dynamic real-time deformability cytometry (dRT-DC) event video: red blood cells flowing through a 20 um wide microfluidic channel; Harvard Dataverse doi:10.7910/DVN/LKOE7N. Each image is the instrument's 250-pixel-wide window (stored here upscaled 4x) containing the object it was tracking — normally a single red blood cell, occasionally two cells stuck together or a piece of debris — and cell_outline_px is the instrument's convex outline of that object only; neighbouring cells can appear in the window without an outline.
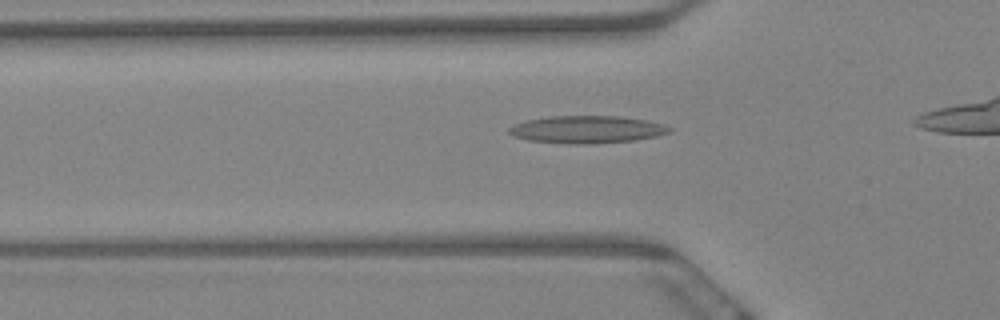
{"species": "Egyptian fruit bat (a non-hibernating species)", "species_latin": "Rousettus aegyptiacus", "temperature_condition": "warm", "stored_images_in_passage": 36, "camera_frame_rate_fps": 3000, "um_per_image_px": 0.085, "animal": {"sex": "female"}, "frame": {"image": 1, "passage_image": 7, "time_ms": 2.0, "image_size_px": [1000, 320], "cell_outline_px": [[672, 128], [668, 132], [656, 136], [636, 140], [588, 144], [572, 144], [528, 140], [516, 136], [508, 132], [508, 128], [524, 120], [548, 116], [620, 116], [648, 120], [664, 124]], "centroid_in_image_um": [49.9, 11.0], "position_along_channel_um": 75.9, "area_um2": 25.66}}
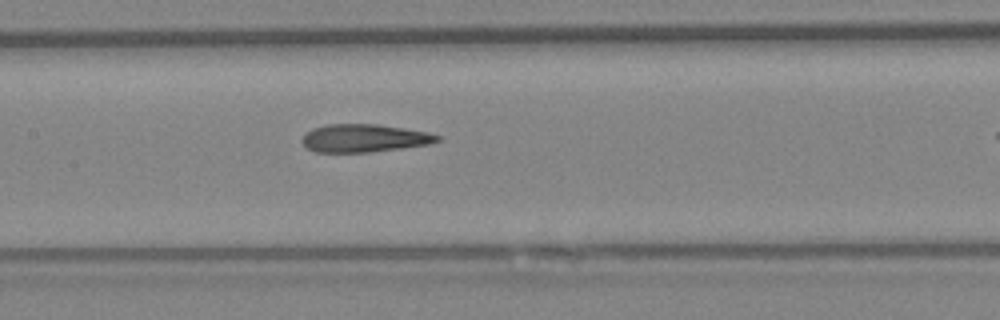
{"frame": {"image": 2, "passage_image": 16, "time_ms": 5.0, "image_size_px": [1000, 320], "cell_outline_px": [[440, 140], [428, 144], [400, 148], [368, 152], [316, 152], [308, 148], [300, 140], [312, 128], [328, 124], [376, 124], [428, 132], [440, 136]], "centroid_in_image_um": [30.94, 11.74], "position_along_channel_um": 176.5, "area_um2": 21.73}}
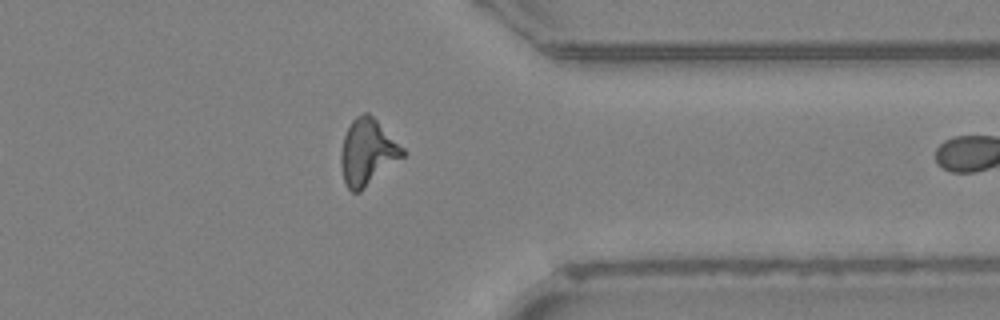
{"frame": {"image": 3, "passage_image": 35, "time_ms": 11.333, "image_size_px": [1000, 320], "cell_outline_px": [[408, 152], [404, 156], [360, 192], [352, 192], [348, 188], [344, 180], [340, 164], [340, 152], [344, 136], [352, 120], [356, 116], [364, 112], [368, 112]], "centroid_in_image_um": [31.23, 12.94], "position_along_channel_um": 380.2, "area_um2": 23.7}}